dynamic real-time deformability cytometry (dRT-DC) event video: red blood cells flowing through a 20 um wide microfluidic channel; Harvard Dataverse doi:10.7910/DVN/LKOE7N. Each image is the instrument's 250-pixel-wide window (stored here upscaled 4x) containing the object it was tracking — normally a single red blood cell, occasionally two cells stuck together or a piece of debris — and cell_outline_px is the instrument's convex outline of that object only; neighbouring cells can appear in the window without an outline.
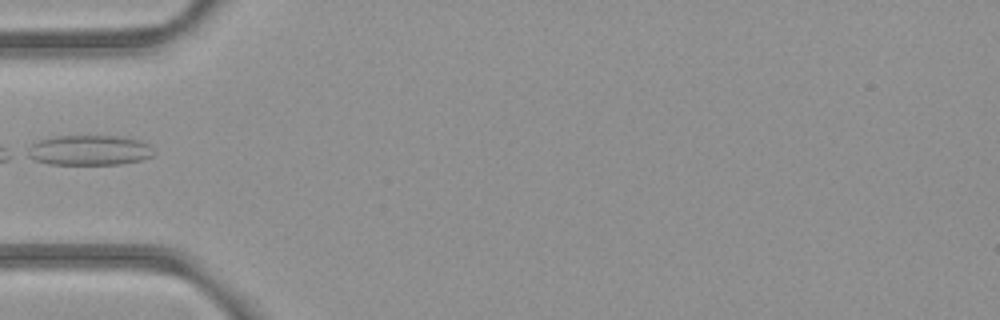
{"species": "common noctule bat (a hibernating species)", "species_latin": "Nyctalus noctula", "temperature_condition": "room temperature", "stored_images_in_passage": 2, "camera_frame_rate_fps": 3000, "um_per_image_px": 0.085, "animal": {"sex": "female", "body_mass_g": 21.9}, "frame": {"image": 1, "passage_image": 2, "time_ms": 1.0, "image_size_px": [1000, 320], "cell_outline_px": [[156, 152], [152, 156], [144, 160], [120, 164], [48, 164], [36, 160], [28, 156], [28, 148], [36, 140], [56, 136], [124, 136], [140, 140], [148, 144]], "centroid_in_image_um": [7.63, 12.76], "position_along_channel_um": 77.4, "area_um2": 22.37}}